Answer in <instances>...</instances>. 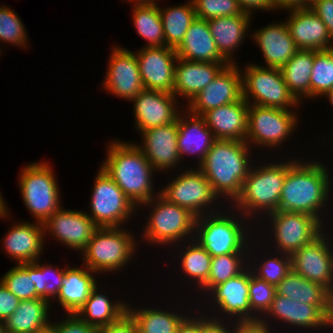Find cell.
<instances>
[{"label": "cell", "instance_id": "52", "mask_svg": "<svg viewBox=\"0 0 333 333\" xmlns=\"http://www.w3.org/2000/svg\"><path fill=\"white\" fill-rule=\"evenodd\" d=\"M230 333H274L260 319L230 321Z\"/></svg>", "mask_w": 333, "mask_h": 333}, {"label": "cell", "instance_id": "21", "mask_svg": "<svg viewBox=\"0 0 333 333\" xmlns=\"http://www.w3.org/2000/svg\"><path fill=\"white\" fill-rule=\"evenodd\" d=\"M177 100L172 93L147 89L141 91L130 101L133 103L136 131L139 133L175 122L184 108L179 106L181 103H177Z\"/></svg>", "mask_w": 333, "mask_h": 333}, {"label": "cell", "instance_id": "61", "mask_svg": "<svg viewBox=\"0 0 333 333\" xmlns=\"http://www.w3.org/2000/svg\"><path fill=\"white\" fill-rule=\"evenodd\" d=\"M38 333H56L54 328L50 325L49 327H47L44 330L39 331Z\"/></svg>", "mask_w": 333, "mask_h": 333}, {"label": "cell", "instance_id": "59", "mask_svg": "<svg viewBox=\"0 0 333 333\" xmlns=\"http://www.w3.org/2000/svg\"><path fill=\"white\" fill-rule=\"evenodd\" d=\"M322 97L327 98V101L330 103L331 106H333V88L328 90Z\"/></svg>", "mask_w": 333, "mask_h": 333}, {"label": "cell", "instance_id": "5", "mask_svg": "<svg viewBox=\"0 0 333 333\" xmlns=\"http://www.w3.org/2000/svg\"><path fill=\"white\" fill-rule=\"evenodd\" d=\"M224 207L218 212L196 217L193 239L211 257L248 254L250 243L256 237V225L232 206Z\"/></svg>", "mask_w": 333, "mask_h": 333}, {"label": "cell", "instance_id": "27", "mask_svg": "<svg viewBox=\"0 0 333 333\" xmlns=\"http://www.w3.org/2000/svg\"><path fill=\"white\" fill-rule=\"evenodd\" d=\"M229 63L196 62L177 58L173 95L190 102L204 89ZM188 100V101H187Z\"/></svg>", "mask_w": 333, "mask_h": 333}, {"label": "cell", "instance_id": "1", "mask_svg": "<svg viewBox=\"0 0 333 333\" xmlns=\"http://www.w3.org/2000/svg\"><path fill=\"white\" fill-rule=\"evenodd\" d=\"M317 160L319 159L304 161L298 158L289 167L283 183L278 211L312 215L328 228L327 224H330V221L326 217L329 215L327 212L331 210V206L328 211L326 210L331 204L330 198H333V179L325 161L322 163Z\"/></svg>", "mask_w": 333, "mask_h": 333}, {"label": "cell", "instance_id": "20", "mask_svg": "<svg viewBox=\"0 0 333 333\" xmlns=\"http://www.w3.org/2000/svg\"><path fill=\"white\" fill-rule=\"evenodd\" d=\"M141 143L135 145L144 153L146 159L157 173L176 171L182 165L177 146V120L163 126L141 131ZM171 169V170H170ZM168 170V171H167Z\"/></svg>", "mask_w": 333, "mask_h": 333}, {"label": "cell", "instance_id": "2", "mask_svg": "<svg viewBox=\"0 0 333 333\" xmlns=\"http://www.w3.org/2000/svg\"><path fill=\"white\" fill-rule=\"evenodd\" d=\"M253 154L246 141L216 139L198 166L224 205H231L239 196L243 181L257 160Z\"/></svg>", "mask_w": 333, "mask_h": 333}, {"label": "cell", "instance_id": "17", "mask_svg": "<svg viewBox=\"0 0 333 333\" xmlns=\"http://www.w3.org/2000/svg\"><path fill=\"white\" fill-rule=\"evenodd\" d=\"M106 75L101 87L109 94L131 101L145 89L134 51L115 45L111 48Z\"/></svg>", "mask_w": 333, "mask_h": 333}, {"label": "cell", "instance_id": "3", "mask_svg": "<svg viewBox=\"0 0 333 333\" xmlns=\"http://www.w3.org/2000/svg\"><path fill=\"white\" fill-rule=\"evenodd\" d=\"M113 140L107 144L108 148L105 147L107 155L100 167L139 207L142 203L150 201L160 194V189L155 191L153 182L157 171L134 142Z\"/></svg>", "mask_w": 333, "mask_h": 333}, {"label": "cell", "instance_id": "9", "mask_svg": "<svg viewBox=\"0 0 333 333\" xmlns=\"http://www.w3.org/2000/svg\"><path fill=\"white\" fill-rule=\"evenodd\" d=\"M48 161L29 163L18 175V188L33 221L43 224L62 205L54 170Z\"/></svg>", "mask_w": 333, "mask_h": 333}, {"label": "cell", "instance_id": "33", "mask_svg": "<svg viewBox=\"0 0 333 333\" xmlns=\"http://www.w3.org/2000/svg\"><path fill=\"white\" fill-rule=\"evenodd\" d=\"M51 306L47 300H22L15 312L3 322L5 333H38L51 325Z\"/></svg>", "mask_w": 333, "mask_h": 333}, {"label": "cell", "instance_id": "26", "mask_svg": "<svg viewBox=\"0 0 333 333\" xmlns=\"http://www.w3.org/2000/svg\"><path fill=\"white\" fill-rule=\"evenodd\" d=\"M177 127V146L182 163L186 159L184 156H195L198 158L195 165L199 166L216 140L212 131L202 116L191 114L186 108L177 117Z\"/></svg>", "mask_w": 333, "mask_h": 333}, {"label": "cell", "instance_id": "38", "mask_svg": "<svg viewBox=\"0 0 333 333\" xmlns=\"http://www.w3.org/2000/svg\"><path fill=\"white\" fill-rule=\"evenodd\" d=\"M314 59L315 50H298L281 68L290 93L300 105L301 100L310 99V77Z\"/></svg>", "mask_w": 333, "mask_h": 333}, {"label": "cell", "instance_id": "45", "mask_svg": "<svg viewBox=\"0 0 333 333\" xmlns=\"http://www.w3.org/2000/svg\"><path fill=\"white\" fill-rule=\"evenodd\" d=\"M25 25L20 16L9 6L0 5V43H8L11 46H19L27 49L29 39ZM0 44V46L2 45ZM27 45V46H26ZM0 48V56L2 55Z\"/></svg>", "mask_w": 333, "mask_h": 333}, {"label": "cell", "instance_id": "53", "mask_svg": "<svg viewBox=\"0 0 333 333\" xmlns=\"http://www.w3.org/2000/svg\"><path fill=\"white\" fill-rule=\"evenodd\" d=\"M191 307H194V311L192 310V313L190 312V315L188 314L182 320V322L178 326L176 333H202V310H199V308L196 310V304L195 306ZM195 311L197 314L195 313Z\"/></svg>", "mask_w": 333, "mask_h": 333}, {"label": "cell", "instance_id": "50", "mask_svg": "<svg viewBox=\"0 0 333 333\" xmlns=\"http://www.w3.org/2000/svg\"><path fill=\"white\" fill-rule=\"evenodd\" d=\"M97 333H138V330L135 320L126 312L116 322L99 327Z\"/></svg>", "mask_w": 333, "mask_h": 333}, {"label": "cell", "instance_id": "42", "mask_svg": "<svg viewBox=\"0 0 333 333\" xmlns=\"http://www.w3.org/2000/svg\"><path fill=\"white\" fill-rule=\"evenodd\" d=\"M64 276V267L43 263L41 259L33 262V282L36 294L50 304L59 294Z\"/></svg>", "mask_w": 333, "mask_h": 333}, {"label": "cell", "instance_id": "51", "mask_svg": "<svg viewBox=\"0 0 333 333\" xmlns=\"http://www.w3.org/2000/svg\"><path fill=\"white\" fill-rule=\"evenodd\" d=\"M310 9L323 21L333 39V0H318Z\"/></svg>", "mask_w": 333, "mask_h": 333}, {"label": "cell", "instance_id": "43", "mask_svg": "<svg viewBox=\"0 0 333 333\" xmlns=\"http://www.w3.org/2000/svg\"><path fill=\"white\" fill-rule=\"evenodd\" d=\"M333 88V48L315 51V59L310 77V98L320 99Z\"/></svg>", "mask_w": 333, "mask_h": 333}, {"label": "cell", "instance_id": "41", "mask_svg": "<svg viewBox=\"0 0 333 333\" xmlns=\"http://www.w3.org/2000/svg\"><path fill=\"white\" fill-rule=\"evenodd\" d=\"M248 266V254H226L212 257L206 284L197 292L202 299L215 286L237 276ZM201 291V292H200ZM202 294V295H201Z\"/></svg>", "mask_w": 333, "mask_h": 333}, {"label": "cell", "instance_id": "23", "mask_svg": "<svg viewBox=\"0 0 333 333\" xmlns=\"http://www.w3.org/2000/svg\"><path fill=\"white\" fill-rule=\"evenodd\" d=\"M13 222L4 238L1 239V249L5 250L10 260L16 261V265L42 259L41 255L44 253V243H46L43 224L33 221Z\"/></svg>", "mask_w": 333, "mask_h": 333}, {"label": "cell", "instance_id": "63", "mask_svg": "<svg viewBox=\"0 0 333 333\" xmlns=\"http://www.w3.org/2000/svg\"><path fill=\"white\" fill-rule=\"evenodd\" d=\"M0 333H5L3 322L0 321Z\"/></svg>", "mask_w": 333, "mask_h": 333}, {"label": "cell", "instance_id": "60", "mask_svg": "<svg viewBox=\"0 0 333 333\" xmlns=\"http://www.w3.org/2000/svg\"><path fill=\"white\" fill-rule=\"evenodd\" d=\"M4 199L5 198H3L2 193L0 192V208L2 210L7 208L6 200Z\"/></svg>", "mask_w": 333, "mask_h": 333}, {"label": "cell", "instance_id": "10", "mask_svg": "<svg viewBox=\"0 0 333 333\" xmlns=\"http://www.w3.org/2000/svg\"><path fill=\"white\" fill-rule=\"evenodd\" d=\"M241 68L242 97L249 105L299 109L300 103L290 93L281 69L263 67L252 62Z\"/></svg>", "mask_w": 333, "mask_h": 333}, {"label": "cell", "instance_id": "19", "mask_svg": "<svg viewBox=\"0 0 333 333\" xmlns=\"http://www.w3.org/2000/svg\"><path fill=\"white\" fill-rule=\"evenodd\" d=\"M240 65H227L216 78L202 89L185 108L194 115L237 102L242 98V74Z\"/></svg>", "mask_w": 333, "mask_h": 333}, {"label": "cell", "instance_id": "58", "mask_svg": "<svg viewBox=\"0 0 333 333\" xmlns=\"http://www.w3.org/2000/svg\"><path fill=\"white\" fill-rule=\"evenodd\" d=\"M9 213H10V208H8V206L6 209L3 210L0 208V220L3 218H5L4 220L10 219L11 217Z\"/></svg>", "mask_w": 333, "mask_h": 333}, {"label": "cell", "instance_id": "57", "mask_svg": "<svg viewBox=\"0 0 333 333\" xmlns=\"http://www.w3.org/2000/svg\"><path fill=\"white\" fill-rule=\"evenodd\" d=\"M131 2L133 5H150V4H156L159 3L161 0H123Z\"/></svg>", "mask_w": 333, "mask_h": 333}, {"label": "cell", "instance_id": "37", "mask_svg": "<svg viewBox=\"0 0 333 333\" xmlns=\"http://www.w3.org/2000/svg\"><path fill=\"white\" fill-rule=\"evenodd\" d=\"M174 248L175 249L172 250H177L176 252L178 254L176 259L178 258L177 264H179V272H181L182 276L185 275L184 278L190 280L189 285H191V287L195 285L196 291L194 292L197 294L196 292L199 291L208 281L212 257L194 239L185 241L184 244L183 242L177 244Z\"/></svg>", "mask_w": 333, "mask_h": 333}, {"label": "cell", "instance_id": "40", "mask_svg": "<svg viewBox=\"0 0 333 333\" xmlns=\"http://www.w3.org/2000/svg\"><path fill=\"white\" fill-rule=\"evenodd\" d=\"M132 22L146 42L144 47H166L159 4L133 5Z\"/></svg>", "mask_w": 333, "mask_h": 333}, {"label": "cell", "instance_id": "12", "mask_svg": "<svg viewBox=\"0 0 333 333\" xmlns=\"http://www.w3.org/2000/svg\"><path fill=\"white\" fill-rule=\"evenodd\" d=\"M179 173L160 188V195L168 202L188 209L196 217L218 212L223 208L224 203L214 193L210 182L198 167L192 166Z\"/></svg>", "mask_w": 333, "mask_h": 333}, {"label": "cell", "instance_id": "29", "mask_svg": "<svg viewBox=\"0 0 333 333\" xmlns=\"http://www.w3.org/2000/svg\"><path fill=\"white\" fill-rule=\"evenodd\" d=\"M252 16L248 13L243 15L217 17L208 20V25L221 56L229 64H238L234 55L242 46L246 36H250V24ZM239 47V48H238Z\"/></svg>", "mask_w": 333, "mask_h": 333}, {"label": "cell", "instance_id": "34", "mask_svg": "<svg viewBox=\"0 0 333 333\" xmlns=\"http://www.w3.org/2000/svg\"><path fill=\"white\" fill-rule=\"evenodd\" d=\"M106 294L98 284L76 315L96 329L119 320L127 312L128 301L120 298L111 300Z\"/></svg>", "mask_w": 333, "mask_h": 333}, {"label": "cell", "instance_id": "7", "mask_svg": "<svg viewBox=\"0 0 333 333\" xmlns=\"http://www.w3.org/2000/svg\"><path fill=\"white\" fill-rule=\"evenodd\" d=\"M133 231L123 227H98L80 253L81 261L91 271L101 274L117 273L136 257L138 240ZM116 271V272H115ZM101 273V274H100Z\"/></svg>", "mask_w": 333, "mask_h": 333}, {"label": "cell", "instance_id": "11", "mask_svg": "<svg viewBox=\"0 0 333 333\" xmlns=\"http://www.w3.org/2000/svg\"><path fill=\"white\" fill-rule=\"evenodd\" d=\"M297 112V110L249 105L246 143L252 149L257 147L256 150H261L263 147L280 150L282 144L292 138V134L294 136V132L298 130Z\"/></svg>", "mask_w": 333, "mask_h": 333}, {"label": "cell", "instance_id": "15", "mask_svg": "<svg viewBox=\"0 0 333 333\" xmlns=\"http://www.w3.org/2000/svg\"><path fill=\"white\" fill-rule=\"evenodd\" d=\"M329 229L326 228L312 242L296 250L291 259L296 273L333 294V236Z\"/></svg>", "mask_w": 333, "mask_h": 333}, {"label": "cell", "instance_id": "32", "mask_svg": "<svg viewBox=\"0 0 333 333\" xmlns=\"http://www.w3.org/2000/svg\"><path fill=\"white\" fill-rule=\"evenodd\" d=\"M175 51L178 58L188 61L228 63L218 51L208 21L204 19L196 18L191 23Z\"/></svg>", "mask_w": 333, "mask_h": 333}, {"label": "cell", "instance_id": "44", "mask_svg": "<svg viewBox=\"0 0 333 333\" xmlns=\"http://www.w3.org/2000/svg\"><path fill=\"white\" fill-rule=\"evenodd\" d=\"M0 281L21 301L40 298L33 282V262L12 266Z\"/></svg>", "mask_w": 333, "mask_h": 333}, {"label": "cell", "instance_id": "56", "mask_svg": "<svg viewBox=\"0 0 333 333\" xmlns=\"http://www.w3.org/2000/svg\"><path fill=\"white\" fill-rule=\"evenodd\" d=\"M274 9L289 10L294 8H307V0H273Z\"/></svg>", "mask_w": 333, "mask_h": 333}, {"label": "cell", "instance_id": "35", "mask_svg": "<svg viewBox=\"0 0 333 333\" xmlns=\"http://www.w3.org/2000/svg\"><path fill=\"white\" fill-rule=\"evenodd\" d=\"M137 306L134 307L133 304L128 303L127 312L135 320L138 333H176L182 320L194 310L191 307L190 309L186 307V310L188 309L189 312L188 310L187 312H180V307L179 311L176 308L173 310L172 307L171 311L166 305V309L158 306L156 308H153V306Z\"/></svg>", "mask_w": 333, "mask_h": 333}, {"label": "cell", "instance_id": "8", "mask_svg": "<svg viewBox=\"0 0 333 333\" xmlns=\"http://www.w3.org/2000/svg\"><path fill=\"white\" fill-rule=\"evenodd\" d=\"M259 227L260 229H258ZM325 229L326 227L312 215L306 213L274 211L262 219L261 222H258V225L256 224L255 231H258L256 234L260 235V237L257 235L260 244L261 241L262 245L267 243L264 244V246L271 249V252L276 251L292 255L296 250H299L306 244L312 242ZM263 230L267 233L269 231L270 237L269 235L268 237L266 235H261L260 233L262 232L263 234ZM262 237H265L264 240L261 239ZM266 238L267 240L270 238L268 242H266ZM268 245L270 246L268 247Z\"/></svg>", "mask_w": 333, "mask_h": 333}, {"label": "cell", "instance_id": "62", "mask_svg": "<svg viewBox=\"0 0 333 333\" xmlns=\"http://www.w3.org/2000/svg\"><path fill=\"white\" fill-rule=\"evenodd\" d=\"M318 0H307V8L310 7L312 4L317 2Z\"/></svg>", "mask_w": 333, "mask_h": 333}, {"label": "cell", "instance_id": "16", "mask_svg": "<svg viewBox=\"0 0 333 333\" xmlns=\"http://www.w3.org/2000/svg\"><path fill=\"white\" fill-rule=\"evenodd\" d=\"M271 317L273 319H271ZM260 320L272 330V332L276 331V329L273 328L274 326L271 325L273 324L272 320L274 323L277 320L275 326L279 323L280 325L282 324L283 327L287 325L286 327H289L290 330L292 327V329H296V331L298 330L297 328H299L301 329L299 332L303 333H307L305 331L306 329L309 330L308 333L311 331L314 333L313 330L318 331L321 329L320 331L324 332L326 331L325 329H333V323L316 306L305 304L294 299L291 300L277 292L270 308Z\"/></svg>", "mask_w": 333, "mask_h": 333}, {"label": "cell", "instance_id": "24", "mask_svg": "<svg viewBox=\"0 0 333 333\" xmlns=\"http://www.w3.org/2000/svg\"><path fill=\"white\" fill-rule=\"evenodd\" d=\"M285 23L299 50L323 51L333 48V39L323 21L308 8L285 10Z\"/></svg>", "mask_w": 333, "mask_h": 333}, {"label": "cell", "instance_id": "18", "mask_svg": "<svg viewBox=\"0 0 333 333\" xmlns=\"http://www.w3.org/2000/svg\"><path fill=\"white\" fill-rule=\"evenodd\" d=\"M44 238L52 236L60 245L80 253L87 247L98 228L85 211L66 209L61 206L44 223Z\"/></svg>", "mask_w": 333, "mask_h": 333}, {"label": "cell", "instance_id": "6", "mask_svg": "<svg viewBox=\"0 0 333 333\" xmlns=\"http://www.w3.org/2000/svg\"><path fill=\"white\" fill-rule=\"evenodd\" d=\"M141 207H147L150 214L146 217L140 242L144 240L143 243L151 246L173 248L194 238L196 216L188 209L168 202L160 194L142 203L138 209L142 210Z\"/></svg>", "mask_w": 333, "mask_h": 333}, {"label": "cell", "instance_id": "14", "mask_svg": "<svg viewBox=\"0 0 333 333\" xmlns=\"http://www.w3.org/2000/svg\"><path fill=\"white\" fill-rule=\"evenodd\" d=\"M249 279L250 268L247 266L240 274L213 287L205 295V300L202 304L205 306V301L207 302L206 304L209 303L205 306V310L199 304L196 309L199 308L204 312L209 310L208 312L210 313H205L216 319L226 320L228 318L227 320L230 321L232 319L233 321L260 319L251 310L249 304Z\"/></svg>", "mask_w": 333, "mask_h": 333}, {"label": "cell", "instance_id": "31", "mask_svg": "<svg viewBox=\"0 0 333 333\" xmlns=\"http://www.w3.org/2000/svg\"><path fill=\"white\" fill-rule=\"evenodd\" d=\"M276 292L291 300L316 306L333 323L332 294L322 285L305 279L293 269L276 286Z\"/></svg>", "mask_w": 333, "mask_h": 333}, {"label": "cell", "instance_id": "4", "mask_svg": "<svg viewBox=\"0 0 333 333\" xmlns=\"http://www.w3.org/2000/svg\"><path fill=\"white\" fill-rule=\"evenodd\" d=\"M285 158L282 160L279 158L280 161H276L271 157L269 163L266 158L263 160L265 163L256 161L243 181L239 196L230 205L249 219L253 225L258 224V221L270 213L278 211L287 170L299 157L294 156L292 157L294 159H291L286 155Z\"/></svg>", "mask_w": 333, "mask_h": 333}, {"label": "cell", "instance_id": "39", "mask_svg": "<svg viewBox=\"0 0 333 333\" xmlns=\"http://www.w3.org/2000/svg\"><path fill=\"white\" fill-rule=\"evenodd\" d=\"M163 23V32L167 47L176 49L182 42L191 23L196 19L192 0L182 5H171L167 8L159 6Z\"/></svg>", "mask_w": 333, "mask_h": 333}, {"label": "cell", "instance_id": "48", "mask_svg": "<svg viewBox=\"0 0 333 333\" xmlns=\"http://www.w3.org/2000/svg\"><path fill=\"white\" fill-rule=\"evenodd\" d=\"M66 318L61 320L51 321V326L56 333H97L94 326L87 324L80 319L76 314H64Z\"/></svg>", "mask_w": 333, "mask_h": 333}, {"label": "cell", "instance_id": "55", "mask_svg": "<svg viewBox=\"0 0 333 333\" xmlns=\"http://www.w3.org/2000/svg\"><path fill=\"white\" fill-rule=\"evenodd\" d=\"M244 13L250 15L256 11H275L273 0H237ZM254 11V12H253Z\"/></svg>", "mask_w": 333, "mask_h": 333}, {"label": "cell", "instance_id": "22", "mask_svg": "<svg viewBox=\"0 0 333 333\" xmlns=\"http://www.w3.org/2000/svg\"><path fill=\"white\" fill-rule=\"evenodd\" d=\"M145 89L173 94L177 54L170 47H142L135 51Z\"/></svg>", "mask_w": 333, "mask_h": 333}, {"label": "cell", "instance_id": "49", "mask_svg": "<svg viewBox=\"0 0 333 333\" xmlns=\"http://www.w3.org/2000/svg\"><path fill=\"white\" fill-rule=\"evenodd\" d=\"M20 299L0 281V321L4 322L19 306Z\"/></svg>", "mask_w": 333, "mask_h": 333}, {"label": "cell", "instance_id": "54", "mask_svg": "<svg viewBox=\"0 0 333 333\" xmlns=\"http://www.w3.org/2000/svg\"><path fill=\"white\" fill-rule=\"evenodd\" d=\"M202 333H230V320L216 319L202 311Z\"/></svg>", "mask_w": 333, "mask_h": 333}, {"label": "cell", "instance_id": "30", "mask_svg": "<svg viewBox=\"0 0 333 333\" xmlns=\"http://www.w3.org/2000/svg\"><path fill=\"white\" fill-rule=\"evenodd\" d=\"M82 267H72L70 264H64L65 276L62 280V286L56 297L57 304L66 314H76L90 296L91 291L98 285L95 275L83 264ZM96 278V279H95Z\"/></svg>", "mask_w": 333, "mask_h": 333}, {"label": "cell", "instance_id": "28", "mask_svg": "<svg viewBox=\"0 0 333 333\" xmlns=\"http://www.w3.org/2000/svg\"><path fill=\"white\" fill-rule=\"evenodd\" d=\"M249 104L239 101L205 112L202 117L215 139L246 141Z\"/></svg>", "mask_w": 333, "mask_h": 333}, {"label": "cell", "instance_id": "47", "mask_svg": "<svg viewBox=\"0 0 333 333\" xmlns=\"http://www.w3.org/2000/svg\"><path fill=\"white\" fill-rule=\"evenodd\" d=\"M196 18L209 20L217 17L243 15L237 0H192Z\"/></svg>", "mask_w": 333, "mask_h": 333}, {"label": "cell", "instance_id": "36", "mask_svg": "<svg viewBox=\"0 0 333 333\" xmlns=\"http://www.w3.org/2000/svg\"><path fill=\"white\" fill-rule=\"evenodd\" d=\"M257 242L258 238L255 237L250 243L248 252V266L255 276L262 280H265L267 283L273 286H277L281 282V280L292 270L291 255L279 253L276 251L270 254L271 250L269 248L262 249V247L265 246H262L259 244V242Z\"/></svg>", "mask_w": 333, "mask_h": 333}, {"label": "cell", "instance_id": "25", "mask_svg": "<svg viewBox=\"0 0 333 333\" xmlns=\"http://www.w3.org/2000/svg\"><path fill=\"white\" fill-rule=\"evenodd\" d=\"M280 21L253 31L250 36L262 52L266 64L263 67L281 69L299 50L285 21Z\"/></svg>", "mask_w": 333, "mask_h": 333}, {"label": "cell", "instance_id": "13", "mask_svg": "<svg viewBox=\"0 0 333 333\" xmlns=\"http://www.w3.org/2000/svg\"><path fill=\"white\" fill-rule=\"evenodd\" d=\"M87 215L97 227H122L132 221L138 207L124 194L113 179L99 167L95 176ZM126 222V223H125Z\"/></svg>", "mask_w": 333, "mask_h": 333}, {"label": "cell", "instance_id": "46", "mask_svg": "<svg viewBox=\"0 0 333 333\" xmlns=\"http://www.w3.org/2000/svg\"><path fill=\"white\" fill-rule=\"evenodd\" d=\"M276 295V286L255 276L250 269L249 304L251 310L261 318L270 308Z\"/></svg>", "mask_w": 333, "mask_h": 333}]
</instances>
